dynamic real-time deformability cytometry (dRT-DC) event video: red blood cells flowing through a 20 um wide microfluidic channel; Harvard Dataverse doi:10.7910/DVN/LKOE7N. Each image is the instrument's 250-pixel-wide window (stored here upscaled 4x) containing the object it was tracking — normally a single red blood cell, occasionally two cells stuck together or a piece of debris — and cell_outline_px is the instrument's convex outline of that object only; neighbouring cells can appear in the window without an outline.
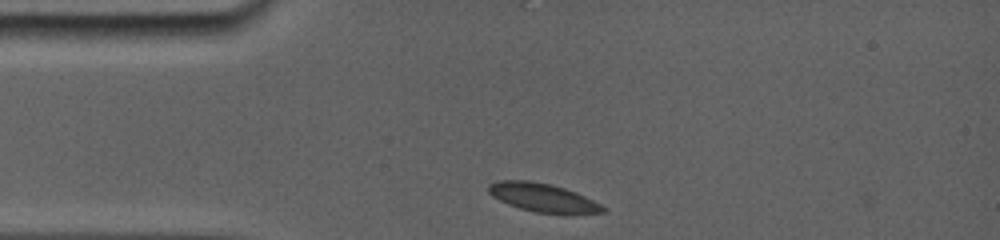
{"species": "common noctule bat (a hibernating species)", "species_latin": "Nyctalus noctula", "temperature_condition": "room temperature", "stored_images_in_passage": 37, "camera_frame_rate_fps": 5000, "um_per_image_px": 0.085, "animal": {"sex": "female", "body_mass_g": 19.0, "forearm_length_mm": 56.7}, "frame": {"image": 1, "passage_image": 1, "time_ms": 0.0, "image_size_px": [1000, 240], "cell_outline_px": [[608, 208], [604, 212], [536, 212], [520, 208], [508, 204], [492, 196], [488, 192], [488, 184], [496, 180], [528, 180], [552, 184], [576, 192]], "centroid_in_image_um": [46.07, 16.75], "position_along_channel_um": 38.9, "area_um2": 18.55}}
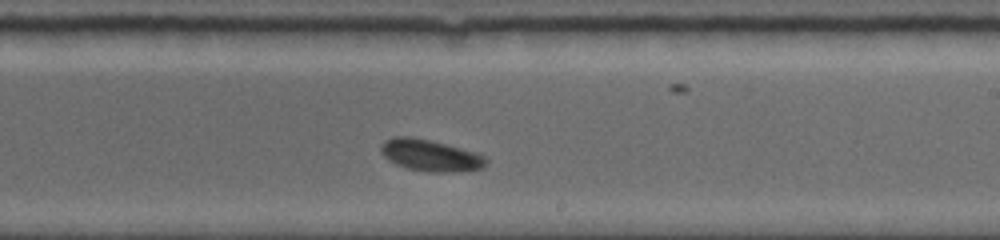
{"frame": {"image": 2, "passage_image": 22, "time_ms": 6.2, "image_size_px": [1000, 240], "cell_outline_px": [[488, 160], [484, 168], [468, 172], [432, 172], [404, 168], [388, 160], [380, 152], [380, 148], [384, 140], [392, 136], [408, 136], [432, 140], [476, 152], [484, 156]], "centroid_in_image_um": [36.6, 13.21], "position_along_channel_um": 252.4, "area_um2": 19.83}}
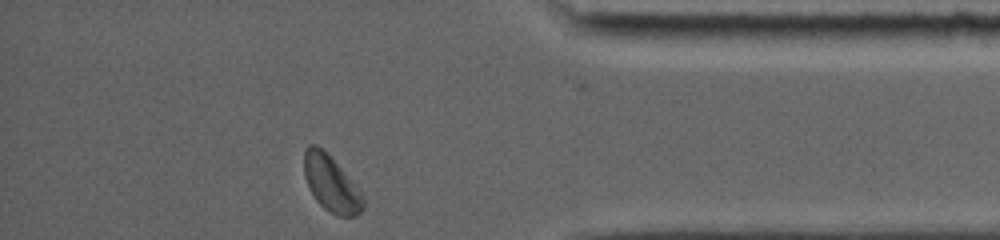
{"frame": {"image": 3, "passage_image": 37, "time_ms": 10.6, "image_size_px": [1000, 240], "cell_outline_px": [[364, 208], [356, 216], [336, 216], [324, 208], [316, 200], [304, 176], [304, 152], [308, 144], [316, 144], [360, 188], [364, 200]], "centroid_in_image_um": [28.16, 15.65], "position_along_channel_um": 407.0, "area_um2": 18.96}, "authors_computed_cell_mechanics": {"area_um2": 19.2474, "velocity_mm_per_s": 3.7995, "shape_relaxation_time_tau1_ms": 1.4246, "shape_relaxation_time_tau2_ms": 1.6456, "deformation_change_tau1": 0.087, "deformation_change_tau2": 0.0349}}